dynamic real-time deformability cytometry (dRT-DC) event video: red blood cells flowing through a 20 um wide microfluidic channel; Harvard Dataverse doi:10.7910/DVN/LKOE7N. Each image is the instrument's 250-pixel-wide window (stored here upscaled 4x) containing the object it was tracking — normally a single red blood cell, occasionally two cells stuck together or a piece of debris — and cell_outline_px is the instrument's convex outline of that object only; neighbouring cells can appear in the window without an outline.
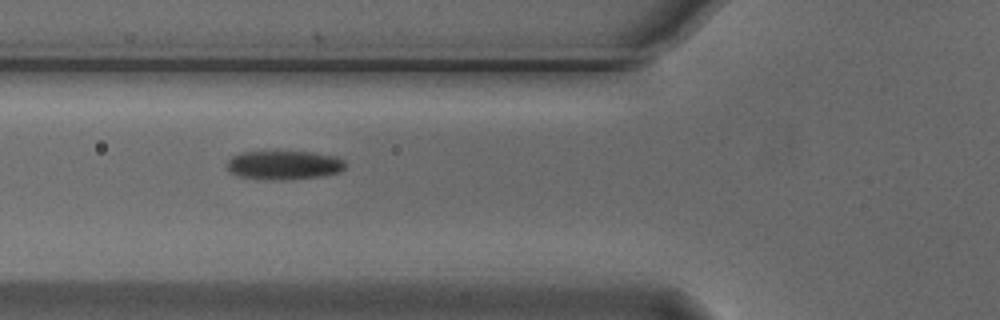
{"species": "Egyptian fruit bat (a non-hibernating species)", "species_latin": "Rousettus aegyptiacus", "temperature_condition": "cold", "stored_images_in_passage": 6, "camera_frame_rate_fps": 3000, "um_per_image_px": 0.085, "animal": {"sex": "male"}, "frame": {"image": 1, "passage_image": 5, "time_ms": 1.333, "image_size_px": [1000, 320], "cell_outline_px": [[344, 168], [340, 172], [320, 176], [236, 176], [228, 172], [228, 160], [232, 156], [244, 152], [312, 152], [336, 156], [344, 160]], "centroid_in_image_um": [24.16, 13.96], "position_along_channel_um": 101.6, "area_um2": 18.5}}
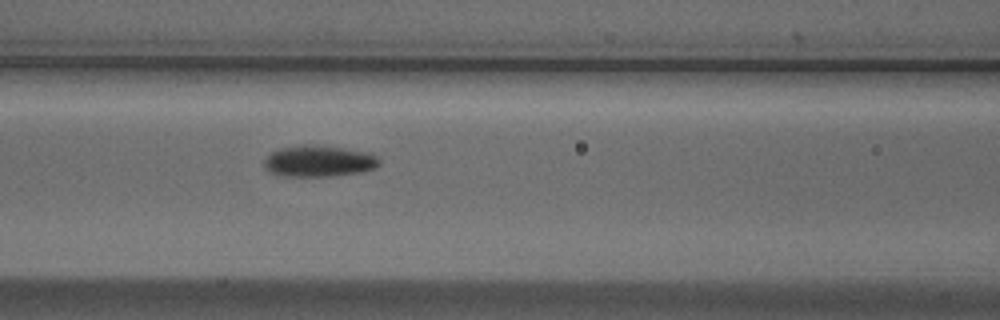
{"frame": {"image": 2, "passage_image": 6, "time_ms": 1.667, "image_size_px": [1000, 320], "cell_outline_px": [[380, 164], [376, 168], [360, 172], [328, 176], [288, 176], [272, 172], [264, 168], [264, 160], [272, 152], [280, 148], [304, 144], [344, 148], [368, 152], [376, 156], [380, 160]], "centroid_in_image_um": [27.12, 13.69], "position_along_channel_um": 139.5, "area_um2": 20.81}}